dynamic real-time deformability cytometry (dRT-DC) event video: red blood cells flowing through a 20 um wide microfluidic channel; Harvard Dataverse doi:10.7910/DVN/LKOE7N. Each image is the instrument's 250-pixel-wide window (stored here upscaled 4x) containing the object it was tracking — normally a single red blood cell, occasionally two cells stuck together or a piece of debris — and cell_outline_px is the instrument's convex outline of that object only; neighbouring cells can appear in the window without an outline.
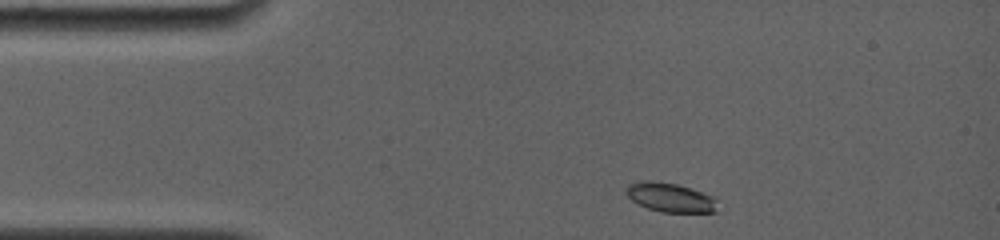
{"species": "common noctule bat (a hibernating species)", "species_latin": "Nyctalus noctula", "temperature_condition": "room temperature", "stored_images_in_passage": 21, "camera_frame_rate_fps": 4000, "um_per_image_px": 0.085, "animal": {"sex": "female", "body_mass_g": 19.0, "forearm_length_mm": 56.7}, "frame": {"image": 1, "passage_image": 1, "time_ms": 0.0, "image_size_px": [1000, 240], "cell_outline_px": [[716, 212], [660, 212], [648, 208], [632, 200], [624, 192], [624, 188], [628, 184], [644, 180], [652, 180], [676, 184], [692, 188], [712, 196], [716, 200]], "centroid_in_image_um": [56.94, 16.77], "position_along_channel_um": 28.1, "area_um2": 15.55}}
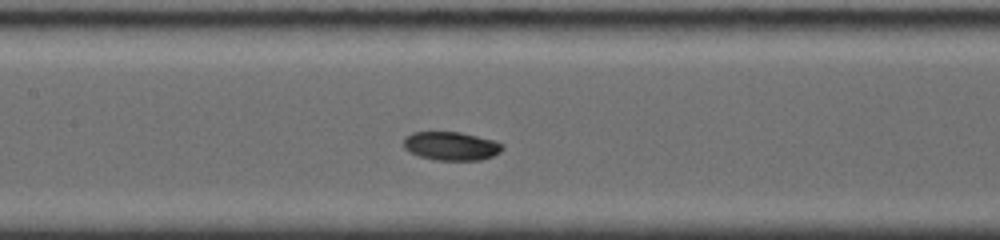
{"frame": {"image": 2, "passage_image": 12, "time_ms": 5.0, "image_size_px": [1000, 240], "cell_outline_px": [[504, 148], [500, 152], [492, 156], [480, 160], [436, 160], [420, 156], [408, 152], [404, 148], [404, 136], [412, 132], [460, 132], [496, 140], [504, 144]], "centroid_in_image_um": [38.36, 12.4], "position_along_channel_um": 169.0, "area_um2": 16.65}}
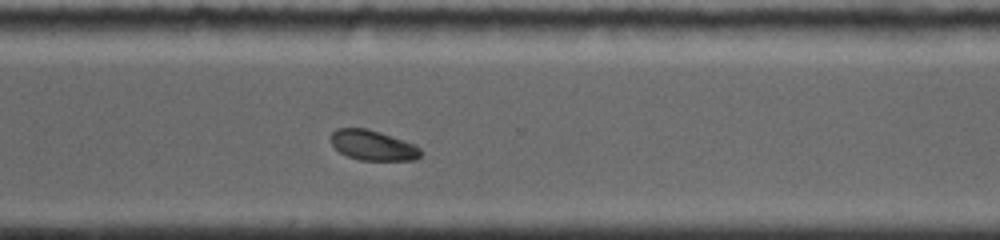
{"frame": {"image": 3, "passage_image": 21, "time_ms": 9.5, "image_size_px": [1000, 240], "cell_outline_px": [[424, 152], [416, 160], [360, 160], [348, 156], [340, 152], [332, 144], [332, 132], [336, 128], [364, 128], [380, 132], [416, 144]], "centroid_in_image_um": [31.75, 12.35], "position_along_channel_um": 338.9, "area_um2": 15.78}}